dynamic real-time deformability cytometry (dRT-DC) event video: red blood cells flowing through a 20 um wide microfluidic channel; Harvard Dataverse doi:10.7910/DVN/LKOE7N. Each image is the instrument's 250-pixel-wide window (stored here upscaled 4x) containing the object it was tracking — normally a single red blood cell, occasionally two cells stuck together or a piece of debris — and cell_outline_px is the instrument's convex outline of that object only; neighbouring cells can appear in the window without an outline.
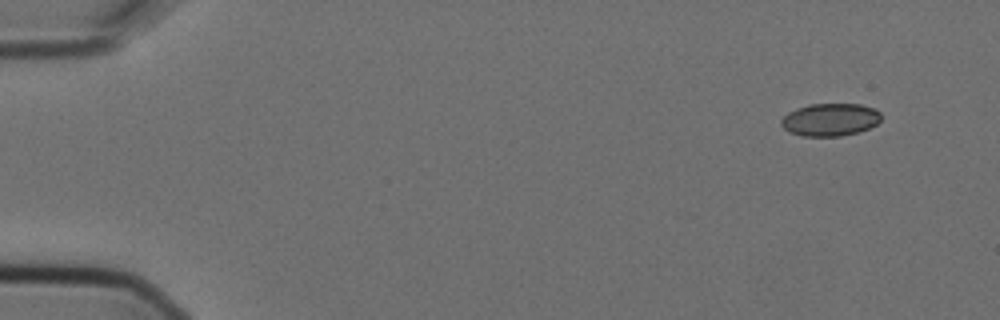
{"species": "Egyptian fruit bat (a non-hibernating species)", "species_latin": "Rousettus aegyptiacus", "temperature_condition": "cold", "stored_images_in_passage": 7, "camera_frame_rate_fps": 3000, "um_per_image_px": 0.085, "animal": {"sex": "female"}, "frame": {"image": 1, "passage_image": 1, "time_ms": 0.0, "image_size_px": [1000, 320], "cell_outline_px": [[880, 120], [876, 124], [868, 128], [856, 132], [840, 136], [800, 136], [788, 132], [780, 124], [780, 120], [788, 112], [796, 108], [808, 104], [860, 104], [872, 108], [880, 112]], "centroid_in_image_um": [70.51, 10.17], "position_along_channel_um": 14.5, "area_um2": 19.02}}
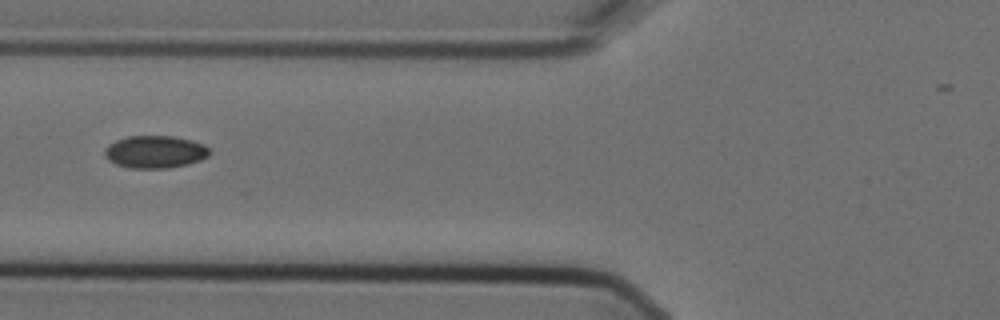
{"frame": {"image": 2, "passage_image": 6, "time_ms": 1.667, "image_size_px": [1000, 320], "cell_outline_px": [[212, 152], [208, 156], [200, 160], [188, 164], [168, 168], [128, 168], [116, 164], [108, 160], [104, 156], [104, 148], [108, 144], [116, 140], [128, 136], [172, 136], [192, 140], [204, 144]], "centroid_in_image_um": [13.17, 12.91], "position_along_channel_um": 112.6, "area_um2": 20.06}}
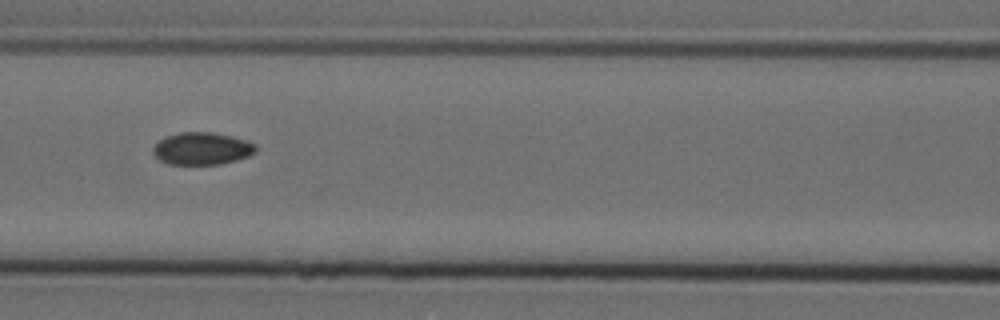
{"frame": {"image": 3, "passage_image": 7, "time_ms": 2.0, "image_size_px": [1000, 320], "cell_outline_px": [[256, 152], [248, 156], [236, 160], [220, 164], [168, 164], [160, 160], [152, 152], [152, 148], [164, 136], [180, 132], [212, 132], [232, 136], [248, 140], [256, 144]], "centroid_in_image_um": [17.18, 12.62], "position_along_channel_um": 149.4, "area_um2": 19.48}}